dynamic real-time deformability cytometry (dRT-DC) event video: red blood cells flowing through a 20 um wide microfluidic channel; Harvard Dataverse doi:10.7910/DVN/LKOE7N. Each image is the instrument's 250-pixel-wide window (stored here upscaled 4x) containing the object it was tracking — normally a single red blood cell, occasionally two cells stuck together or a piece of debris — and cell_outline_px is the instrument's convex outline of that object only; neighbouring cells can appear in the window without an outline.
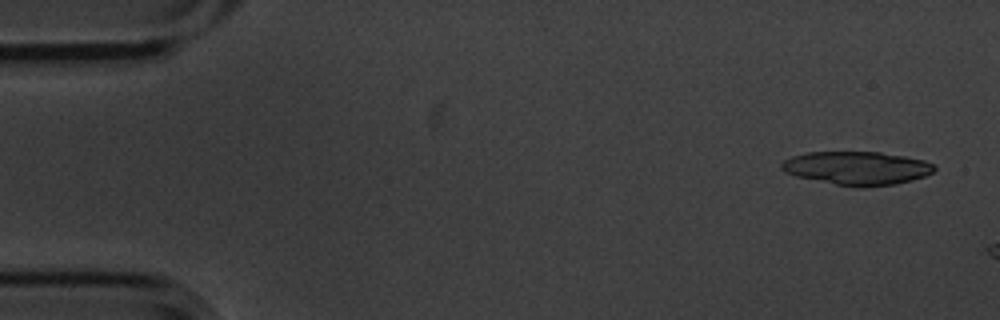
{"species": "common noctule bat (a hibernating species)", "species_latin": "Nyctalus noctula", "temperature_condition": "cold", "stored_images_in_passage": 4, "camera_frame_rate_fps": 3000, "um_per_image_px": 0.085, "animal": {"sex": "male", "body_mass_g": 20.1, "forearm_length_mm": 53.5}, "frame": {"image": 1, "passage_image": 1, "time_ms": 0.0, "image_size_px": [1000, 320], "cell_outline_px": [[936, 168], [932, 172], [924, 176], [912, 180], [896, 184], [860, 188], [856, 188], [796, 176], [784, 172], [780, 168], [780, 164], [784, 160], [792, 156], [808, 152], [880, 152], [904, 156], [924, 160], [932, 164]], "centroid_in_image_um": [72.83, 14.29], "position_along_channel_um": 12.2, "area_um2": 29.77}}